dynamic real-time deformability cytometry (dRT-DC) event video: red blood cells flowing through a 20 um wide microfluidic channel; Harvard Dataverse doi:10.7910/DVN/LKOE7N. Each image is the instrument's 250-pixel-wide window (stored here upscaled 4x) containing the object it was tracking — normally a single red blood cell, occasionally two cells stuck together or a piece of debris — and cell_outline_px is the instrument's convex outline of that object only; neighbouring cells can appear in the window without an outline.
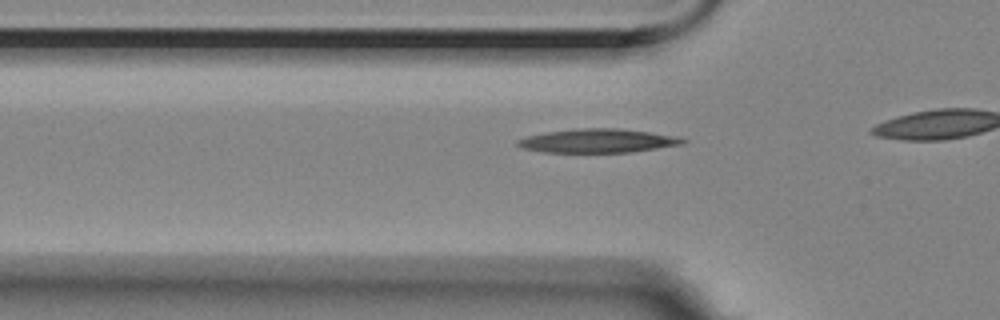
{"species": "Egyptian fruit bat (a non-hibernating species)", "species_latin": "Rousettus aegyptiacus", "temperature_condition": "room temperature", "stored_images_in_passage": 13, "camera_frame_rate_fps": 3000, "um_per_image_px": 0.085, "animal": {"sex": "female"}, "frame": {"image": 1, "passage_image": 8, "time_ms": 2.333, "image_size_px": [1000, 320], "cell_outline_px": [[688, 140], [684, 144], [632, 152], [544, 152], [520, 148], [516, 144], [516, 140], [528, 136], [544, 132], [580, 128], [620, 128], [680, 136]], "centroid_in_image_um": [50.84, 11.96], "position_along_channel_um": 75.0, "area_um2": 23.12}}